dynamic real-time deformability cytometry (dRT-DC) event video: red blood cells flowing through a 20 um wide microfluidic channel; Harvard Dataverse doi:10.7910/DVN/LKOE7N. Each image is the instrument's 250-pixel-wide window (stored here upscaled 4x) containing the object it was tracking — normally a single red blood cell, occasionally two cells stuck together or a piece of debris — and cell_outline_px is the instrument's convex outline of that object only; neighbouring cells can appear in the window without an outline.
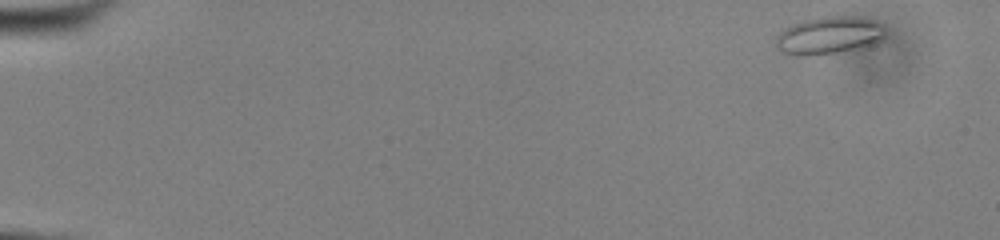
{"species": "common noctule bat (a hibernating species)", "species_latin": "Nyctalus noctula", "temperature_condition": "cold", "stored_images_in_passage": 17, "camera_frame_rate_fps": 3000, "um_per_image_px": 0.085, "animal": {"sex": "male", "body_mass_g": 13.0, "forearm_length_mm": 53.1}, "frame": {"image": 1, "passage_image": 3, "time_ms": 0.667, "image_size_px": [1000, 240], "cell_outline_px": [[884, 36], [880, 40], [856, 48], [836, 52], [804, 56], [796, 56], [784, 52], [776, 48], [776, 36], [784, 28], [792, 24], [804, 20], [824, 16], [852, 16], [876, 20], [884, 24]], "centroid_in_image_um": [70.43, 2.99], "position_along_channel_um": 14.6, "area_um2": 23.76}}